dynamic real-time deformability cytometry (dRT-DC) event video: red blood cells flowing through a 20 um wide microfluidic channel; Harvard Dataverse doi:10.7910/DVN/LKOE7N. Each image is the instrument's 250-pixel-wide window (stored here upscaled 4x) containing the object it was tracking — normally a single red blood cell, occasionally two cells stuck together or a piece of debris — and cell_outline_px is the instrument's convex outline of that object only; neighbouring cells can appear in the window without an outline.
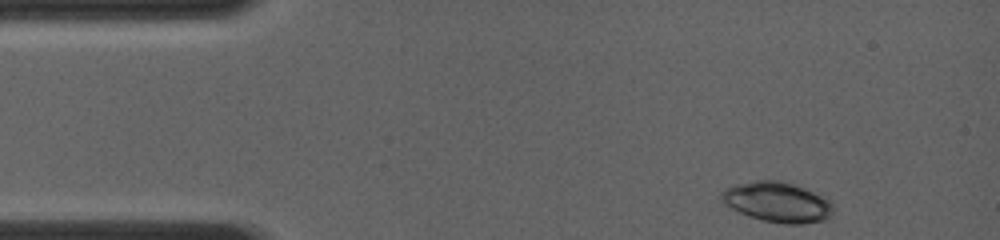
{"species": "common noctule bat (a hibernating species)", "species_latin": "Nyctalus noctula", "temperature_condition": "room temperature", "stored_images_in_passage": 17, "camera_frame_rate_fps": 4000, "um_per_image_px": 0.085, "animal": {"sex": "female", "body_mass_g": 19.0, "forearm_length_mm": 56.7}, "frame": {"image": 1, "passage_image": 1, "time_ms": 0.0, "image_size_px": [1000, 240], "cell_outline_px": [[832, 216], [828, 220], [800, 224], [784, 224], [764, 220], [740, 212], [732, 208], [720, 200], [720, 192], [724, 188], [732, 184], [756, 180], [780, 180], [828, 196], [832, 200]], "centroid_in_image_um": [66.11, 17.16], "position_along_channel_um": 18.9, "area_um2": 26.53}}
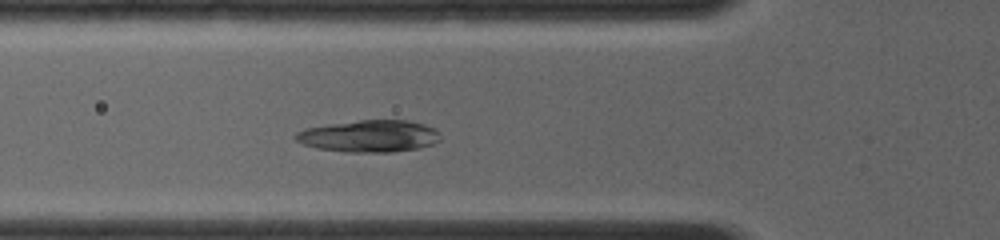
{"frame": {"image": 2, "passage_image": 10, "time_ms": 3.5, "image_size_px": [1000, 240], "cell_outline_px": [[440, 140], [432, 144], [420, 148], [392, 152], [348, 152], [316, 148], [304, 144], [296, 140], [292, 136], [296, 132], [304, 128], [360, 120], [408, 120], [424, 124], [440, 132]], "centroid_in_image_um": [31.39, 11.57], "position_along_channel_um": 94.4, "area_um2": 26.99}}
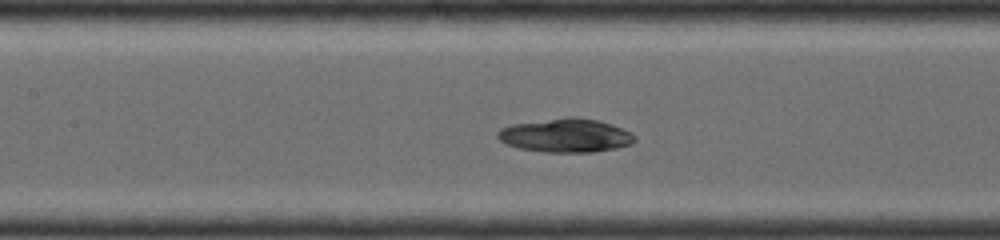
{"frame": {"image": 3, "passage_image": 15, "time_ms": 5.0, "image_size_px": [1000, 240], "cell_outline_px": [[636, 140], [632, 144], [616, 148], [592, 152], [544, 152], [520, 148], [504, 144], [496, 136], [496, 132], [500, 128], [512, 124], [564, 116], [576, 116], [596, 120], [612, 124], [632, 132], [636, 136]], "centroid_in_image_um": [48.08, 11.5], "position_along_channel_um": 159.3, "area_um2": 27.34}}